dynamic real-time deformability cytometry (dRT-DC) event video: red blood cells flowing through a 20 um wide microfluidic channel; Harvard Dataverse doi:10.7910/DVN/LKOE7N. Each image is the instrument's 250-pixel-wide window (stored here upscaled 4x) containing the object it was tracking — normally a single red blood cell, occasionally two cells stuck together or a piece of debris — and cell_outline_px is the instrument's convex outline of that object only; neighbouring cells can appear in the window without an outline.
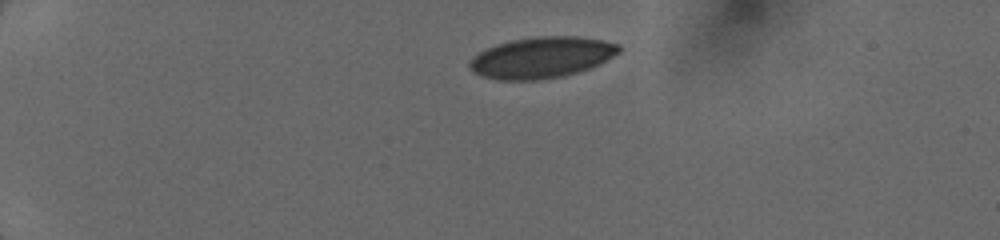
{"species": "human", "species_latin": "Homo sapiens", "temperature_condition": "cold", "stored_images_in_passage": 25, "camera_frame_rate_fps": 3000, "um_per_image_px": 0.085, "donor": {"sex": "female"}, "frame": {"image": 1, "passage_image": 1, "time_ms": 0.0, "image_size_px": [1000, 240], "cell_outline_px": [[620, 52], [600, 64], [592, 68], [564, 76], [540, 80], [496, 80], [480, 76], [472, 72], [468, 68], [468, 60], [480, 52], [488, 48], [512, 40], [536, 36], [576, 36], [600, 40], [620, 44]], "centroid_in_image_um": [46.02, 4.91], "position_along_channel_um": 39.0, "area_um2": 36.01}}
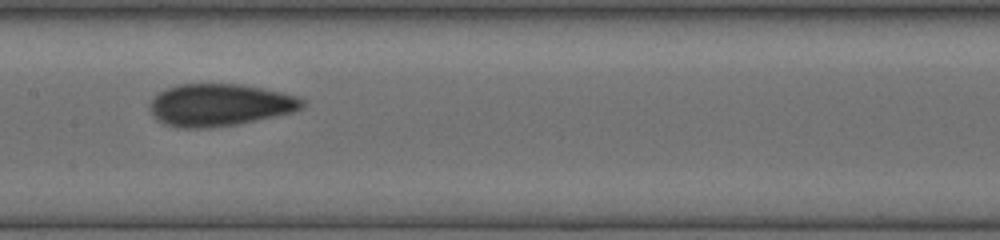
{"frame": {"image": 2, "passage_image": 15, "time_ms": 5.333, "image_size_px": [1000, 240], "cell_outline_px": [[308, 104], [292, 112], [236, 124], [208, 128], [180, 128], [164, 124], [156, 120], [152, 116], [148, 108], [148, 104], [156, 92], [164, 88], [180, 84], [240, 84], [264, 88], [296, 96], [304, 100]], "centroid_in_image_um": [18.59, 8.91], "position_along_channel_um": 188.8, "area_um2": 37.86}}
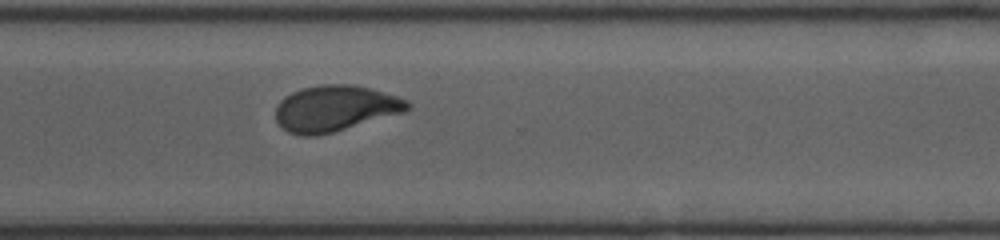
{"frame": {"image": 3, "passage_image": 25, "time_ms": 9.0, "image_size_px": [1000, 240], "cell_outline_px": [[412, 108], [404, 112], [332, 132], [316, 136], [304, 136], [288, 132], [276, 120], [276, 104], [284, 96], [292, 92], [304, 88], [320, 84], [352, 84], [372, 88], [408, 100], [412, 104]], "centroid_in_image_um": [28.5, 9.2], "position_along_channel_um": 342.1, "area_um2": 35.32}}